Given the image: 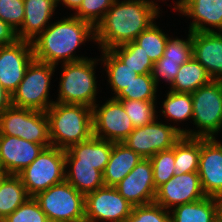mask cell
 <instances>
[{
	"label": "cell",
	"instance_id": "6da1fadb",
	"mask_svg": "<svg viewBox=\"0 0 222 222\" xmlns=\"http://www.w3.org/2000/svg\"><path fill=\"white\" fill-rule=\"evenodd\" d=\"M115 0L95 27V42L101 50L134 41L160 15L158 3L150 0Z\"/></svg>",
	"mask_w": 222,
	"mask_h": 222
},
{
	"label": "cell",
	"instance_id": "7a4b0ae2",
	"mask_svg": "<svg viewBox=\"0 0 222 222\" xmlns=\"http://www.w3.org/2000/svg\"><path fill=\"white\" fill-rule=\"evenodd\" d=\"M50 24L32 41L34 59L56 66L60 60L69 63L88 58L75 56V50L88 39L95 41L91 23L71 15Z\"/></svg>",
	"mask_w": 222,
	"mask_h": 222
},
{
	"label": "cell",
	"instance_id": "3957f363",
	"mask_svg": "<svg viewBox=\"0 0 222 222\" xmlns=\"http://www.w3.org/2000/svg\"><path fill=\"white\" fill-rule=\"evenodd\" d=\"M46 115L51 146L67 150L93 136L91 107L54 102Z\"/></svg>",
	"mask_w": 222,
	"mask_h": 222
},
{
	"label": "cell",
	"instance_id": "277c9868",
	"mask_svg": "<svg viewBox=\"0 0 222 222\" xmlns=\"http://www.w3.org/2000/svg\"><path fill=\"white\" fill-rule=\"evenodd\" d=\"M100 59L87 58L81 61L62 63L58 100L66 104L93 107L96 104L97 81L94 68Z\"/></svg>",
	"mask_w": 222,
	"mask_h": 222
},
{
	"label": "cell",
	"instance_id": "5b68a950",
	"mask_svg": "<svg viewBox=\"0 0 222 222\" xmlns=\"http://www.w3.org/2000/svg\"><path fill=\"white\" fill-rule=\"evenodd\" d=\"M191 97L192 120L199 130L185 129L183 136L215 138L222 128V80H212L201 86L191 93Z\"/></svg>",
	"mask_w": 222,
	"mask_h": 222
},
{
	"label": "cell",
	"instance_id": "8992f818",
	"mask_svg": "<svg viewBox=\"0 0 222 222\" xmlns=\"http://www.w3.org/2000/svg\"><path fill=\"white\" fill-rule=\"evenodd\" d=\"M49 222H85V195L66 180L34 196Z\"/></svg>",
	"mask_w": 222,
	"mask_h": 222
},
{
	"label": "cell",
	"instance_id": "52a82bcc",
	"mask_svg": "<svg viewBox=\"0 0 222 222\" xmlns=\"http://www.w3.org/2000/svg\"><path fill=\"white\" fill-rule=\"evenodd\" d=\"M55 68V65L33 59L12 94V106L46 112L55 102L48 96Z\"/></svg>",
	"mask_w": 222,
	"mask_h": 222
},
{
	"label": "cell",
	"instance_id": "ba28073f",
	"mask_svg": "<svg viewBox=\"0 0 222 222\" xmlns=\"http://www.w3.org/2000/svg\"><path fill=\"white\" fill-rule=\"evenodd\" d=\"M65 165V150L49 146L18 176L27 194L34 197L37 193L65 181Z\"/></svg>",
	"mask_w": 222,
	"mask_h": 222
},
{
	"label": "cell",
	"instance_id": "9c48e42d",
	"mask_svg": "<svg viewBox=\"0 0 222 222\" xmlns=\"http://www.w3.org/2000/svg\"><path fill=\"white\" fill-rule=\"evenodd\" d=\"M0 134L51 146L46 112L11 106L0 114Z\"/></svg>",
	"mask_w": 222,
	"mask_h": 222
},
{
	"label": "cell",
	"instance_id": "30bf717a",
	"mask_svg": "<svg viewBox=\"0 0 222 222\" xmlns=\"http://www.w3.org/2000/svg\"><path fill=\"white\" fill-rule=\"evenodd\" d=\"M185 134L184 128L154 120L143 127H136L122 142L144 159L171 149Z\"/></svg>",
	"mask_w": 222,
	"mask_h": 222
},
{
	"label": "cell",
	"instance_id": "8fae6325",
	"mask_svg": "<svg viewBox=\"0 0 222 222\" xmlns=\"http://www.w3.org/2000/svg\"><path fill=\"white\" fill-rule=\"evenodd\" d=\"M132 208L115 187L104 185L85 195V222H127Z\"/></svg>",
	"mask_w": 222,
	"mask_h": 222
},
{
	"label": "cell",
	"instance_id": "7c38bea8",
	"mask_svg": "<svg viewBox=\"0 0 222 222\" xmlns=\"http://www.w3.org/2000/svg\"><path fill=\"white\" fill-rule=\"evenodd\" d=\"M101 107H92L93 136L114 143H122L135 129L122 103L114 97Z\"/></svg>",
	"mask_w": 222,
	"mask_h": 222
},
{
	"label": "cell",
	"instance_id": "4fadbf2b",
	"mask_svg": "<svg viewBox=\"0 0 222 222\" xmlns=\"http://www.w3.org/2000/svg\"><path fill=\"white\" fill-rule=\"evenodd\" d=\"M33 59L30 41L18 39L13 44L0 47V83L10 95L16 91Z\"/></svg>",
	"mask_w": 222,
	"mask_h": 222
},
{
	"label": "cell",
	"instance_id": "5bb4252c",
	"mask_svg": "<svg viewBox=\"0 0 222 222\" xmlns=\"http://www.w3.org/2000/svg\"><path fill=\"white\" fill-rule=\"evenodd\" d=\"M198 172L174 175L156 190L154 202L171 210L175 206L205 198Z\"/></svg>",
	"mask_w": 222,
	"mask_h": 222
},
{
	"label": "cell",
	"instance_id": "9a60e30c",
	"mask_svg": "<svg viewBox=\"0 0 222 222\" xmlns=\"http://www.w3.org/2000/svg\"><path fill=\"white\" fill-rule=\"evenodd\" d=\"M115 188L133 206L154 202L157 189L151 160L142 158Z\"/></svg>",
	"mask_w": 222,
	"mask_h": 222
},
{
	"label": "cell",
	"instance_id": "2e32d148",
	"mask_svg": "<svg viewBox=\"0 0 222 222\" xmlns=\"http://www.w3.org/2000/svg\"><path fill=\"white\" fill-rule=\"evenodd\" d=\"M198 174L207 197L222 198V143L201 138Z\"/></svg>",
	"mask_w": 222,
	"mask_h": 222
},
{
	"label": "cell",
	"instance_id": "e0dca14e",
	"mask_svg": "<svg viewBox=\"0 0 222 222\" xmlns=\"http://www.w3.org/2000/svg\"><path fill=\"white\" fill-rule=\"evenodd\" d=\"M45 147L23 138L0 134V169L6 175H18Z\"/></svg>",
	"mask_w": 222,
	"mask_h": 222
},
{
	"label": "cell",
	"instance_id": "ac0fdd59",
	"mask_svg": "<svg viewBox=\"0 0 222 222\" xmlns=\"http://www.w3.org/2000/svg\"><path fill=\"white\" fill-rule=\"evenodd\" d=\"M193 58L213 80H222V32H192Z\"/></svg>",
	"mask_w": 222,
	"mask_h": 222
},
{
	"label": "cell",
	"instance_id": "d6986e66",
	"mask_svg": "<svg viewBox=\"0 0 222 222\" xmlns=\"http://www.w3.org/2000/svg\"><path fill=\"white\" fill-rule=\"evenodd\" d=\"M180 13L193 19L191 32H222V0H190Z\"/></svg>",
	"mask_w": 222,
	"mask_h": 222
},
{
	"label": "cell",
	"instance_id": "ffe728a7",
	"mask_svg": "<svg viewBox=\"0 0 222 222\" xmlns=\"http://www.w3.org/2000/svg\"><path fill=\"white\" fill-rule=\"evenodd\" d=\"M56 7L57 0H24L25 15L22 27L17 31L18 39L35 40L50 25L48 21Z\"/></svg>",
	"mask_w": 222,
	"mask_h": 222
},
{
	"label": "cell",
	"instance_id": "44dd1931",
	"mask_svg": "<svg viewBox=\"0 0 222 222\" xmlns=\"http://www.w3.org/2000/svg\"><path fill=\"white\" fill-rule=\"evenodd\" d=\"M114 142L92 136L89 140L65 150V160H78V164L93 165L102 173L110 159Z\"/></svg>",
	"mask_w": 222,
	"mask_h": 222
},
{
	"label": "cell",
	"instance_id": "7402d4cb",
	"mask_svg": "<svg viewBox=\"0 0 222 222\" xmlns=\"http://www.w3.org/2000/svg\"><path fill=\"white\" fill-rule=\"evenodd\" d=\"M142 159L124 143H114L110 159L103 171L105 186L115 187Z\"/></svg>",
	"mask_w": 222,
	"mask_h": 222
},
{
	"label": "cell",
	"instance_id": "603a6c76",
	"mask_svg": "<svg viewBox=\"0 0 222 222\" xmlns=\"http://www.w3.org/2000/svg\"><path fill=\"white\" fill-rule=\"evenodd\" d=\"M219 198L205 197L170 210L171 222H218Z\"/></svg>",
	"mask_w": 222,
	"mask_h": 222
},
{
	"label": "cell",
	"instance_id": "cb8c5ba5",
	"mask_svg": "<svg viewBox=\"0 0 222 222\" xmlns=\"http://www.w3.org/2000/svg\"><path fill=\"white\" fill-rule=\"evenodd\" d=\"M65 180L86 195L104 186L103 173L93 165L78 164V160H65ZM69 164V165H68Z\"/></svg>",
	"mask_w": 222,
	"mask_h": 222
},
{
	"label": "cell",
	"instance_id": "d4e9b609",
	"mask_svg": "<svg viewBox=\"0 0 222 222\" xmlns=\"http://www.w3.org/2000/svg\"><path fill=\"white\" fill-rule=\"evenodd\" d=\"M212 80L206 69L192 57L180 66L179 72L170 85V91L193 93Z\"/></svg>",
	"mask_w": 222,
	"mask_h": 222
},
{
	"label": "cell",
	"instance_id": "484cf974",
	"mask_svg": "<svg viewBox=\"0 0 222 222\" xmlns=\"http://www.w3.org/2000/svg\"><path fill=\"white\" fill-rule=\"evenodd\" d=\"M29 197L18 175L4 174L0 178V218L13 213Z\"/></svg>",
	"mask_w": 222,
	"mask_h": 222
},
{
	"label": "cell",
	"instance_id": "4316f807",
	"mask_svg": "<svg viewBox=\"0 0 222 222\" xmlns=\"http://www.w3.org/2000/svg\"><path fill=\"white\" fill-rule=\"evenodd\" d=\"M175 175L198 172L201 138L182 136L174 145Z\"/></svg>",
	"mask_w": 222,
	"mask_h": 222
},
{
	"label": "cell",
	"instance_id": "83f0119b",
	"mask_svg": "<svg viewBox=\"0 0 222 222\" xmlns=\"http://www.w3.org/2000/svg\"><path fill=\"white\" fill-rule=\"evenodd\" d=\"M100 57L108 76V82L116 96L126 88L138 75L133 69L124 64L111 50H101Z\"/></svg>",
	"mask_w": 222,
	"mask_h": 222
},
{
	"label": "cell",
	"instance_id": "f1b7e54d",
	"mask_svg": "<svg viewBox=\"0 0 222 222\" xmlns=\"http://www.w3.org/2000/svg\"><path fill=\"white\" fill-rule=\"evenodd\" d=\"M168 38V35L154 22L148 29L144 30L134 42L140 46L141 50L155 63L164 56Z\"/></svg>",
	"mask_w": 222,
	"mask_h": 222
},
{
	"label": "cell",
	"instance_id": "f546056e",
	"mask_svg": "<svg viewBox=\"0 0 222 222\" xmlns=\"http://www.w3.org/2000/svg\"><path fill=\"white\" fill-rule=\"evenodd\" d=\"M111 51L137 74L151 73L154 63L134 41L113 47Z\"/></svg>",
	"mask_w": 222,
	"mask_h": 222
},
{
	"label": "cell",
	"instance_id": "4dcf8cb0",
	"mask_svg": "<svg viewBox=\"0 0 222 222\" xmlns=\"http://www.w3.org/2000/svg\"><path fill=\"white\" fill-rule=\"evenodd\" d=\"M163 104L162 115L170 121L180 122L193 118L191 93L168 91Z\"/></svg>",
	"mask_w": 222,
	"mask_h": 222
},
{
	"label": "cell",
	"instance_id": "1f68e13d",
	"mask_svg": "<svg viewBox=\"0 0 222 222\" xmlns=\"http://www.w3.org/2000/svg\"><path fill=\"white\" fill-rule=\"evenodd\" d=\"M157 85L151 73L138 74L134 80L122 89L114 98L116 100L155 101L157 99Z\"/></svg>",
	"mask_w": 222,
	"mask_h": 222
},
{
	"label": "cell",
	"instance_id": "d6a6232c",
	"mask_svg": "<svg viewBox=\"0 0 222 222\" xmlns=\"http://www.w3.org/2000/svg\"><path fill=\"white\" fill-rule=\"evenodd\" d=\"M126 114L131 119V122L136 127H143L148 123L158 119L156 116V101H141V100H119Z\"/></svg>",
	"mask_w": 222,
	"mask_h": 222
},
{
	"label": "cell",
	"instance_id": "836d02e7",
	"mask_svg": "<svg viewBox=\"0 0 222 222\" xmlns=\"http://www.w3.org/2000/svg\"><path fill=\"white\" fill-rule=\"evenodd\" d=\"M150 160L152 162L154 185L157 189L175 175L174 146L171 149L154 154Z\"/></svg>",
	"mask_w": 222,
	"mask_h": 222
},
{
	"label": "cell",
	"instance_id": "e575fe53",
	"mask_svg": "<svg viewBox=\"0 0 222 222\" xmlns=\"http://www.w3.org/2000/svg\"><path fill=\"white\" fill-rule=\"evenodd\" d=\"M127 222H171L170 211L152 202L133 206Z\"/></svg>",
	"mask_w": 222,
	"mask_h": 222
},
{
	"label": "cell",
	"instance_id": "d590c367",
	"mask_svg": "<svg viewBox=\"0 0 222 222\" xmlns=\"http://www.w3.org/2000/svg\"><path fill=\"white\" fill-rule=\"evenodd\" d=\"M115 0H83L75 17L91 23L94 27L104 18Z\"/></svg>",
	"mask_w": 222,
	"mask_h": 222
},
{
	"label": "cell",
	"instance_id": "8d00e7d4",
	"mask_svg": "<svg viewBox=\"0 0 222 222\" xmlns=\"http://www.w3.org/2000/svg\"><path fill=\"white\" fill-rule=\"evenodd\" d=\"M186 40L180 38H168L164 51L165 61L178 62L182 65L193 57L192 32L188 31Z\"/></svg>",
	"mask_w": 222,
	"mask_h": 222
},
{
	"label": "cell",
	"instance_id": "74e56055",
	"mask_svg": "<svg viewBox=\"0 0 222 222\" xmlns=\"http://www.w3.org/2000/svg\"><path fill=\"white\" fill-rule=\"evenodd\" d=\"M2 222H49V220L34 197H29Z\"/></svg>",
	"mask_w": 222,
	"mask_h": 222
},
{
	"label": "cell",
	"instance_id": "f35d334b",
	"mask_svg": "<svg viewBox=\"0 0 222 222\" xmlns=\"http://www.w3.org/2000/svg\"><path fill=\"white\" fill-rule=\"evenodd\" d=\"M24 15V0H0V19L16 32L22 27Z\"/></svg>",
	"mask_w": 222,
	"mask_h": 222
},
{
	"label": "cell",
	"instance_id": "ab89813d",
	"mask_svg": "<svg viewBox=\"0 0 222 222\" xmlns=\"http://www.w3.org/2000/svg\"><path fill=\"white\" fill-rule=\"evenodd\" d=\"M180 66L178 62L165 61V58L162 57L159 61L154 63L151 76L157 86L160 79H164L165 82L171 85L179 72Z\"/></svg>",
	"mask_w": 222,
	"mask_h": 222
},
{
	"label": "cell",
	"instance_id": "60d3db41",
	"mask_svg": "<svg viewBox=\"0 0 222 222\" xmlns=\"http://www.w3.org/2000/svg\"><path fill=\"white\" fill-rule=\"evenodd\" d=\"M18 40L17 32L0 19V47L13 44Z\"/></svg>",
	"mask_w": 222,
	"mask_h": 222
},
{
	"label": "cell",
	"instance_id": "b9f144b4",
	"mask_svg": "<svg viewBox=\"0 0 222 222\" xmlns=\"http://www.w3.org/2000/svg\"><path fill=\"white\" fill-rule=\"evenodd\" d=\"M12 106V95H10L0 83V114Z\"/></svg>",
	"mask_w": 222,
	"mask_h": 222
},
{
	"label": "cell",
	"instance_id": "7bdbcfd3",
	"mask_svg": "<svg viewBox=\"0 0 222 222\" xmlns=\"http://www.w3.org/2000/svg\"><path fill=\"white\" fill-rule=\"evenodd\" d=\"M83 0H57V5L59 2H62L65 7L67 6L68 8H71L72 10H77Z\"/></svg>",
	"mask_w": 222,
	"mask_h": 222
},
{
	"label": "cell",
	"instance_id": "ee69618b",
	"mask_svg": "<svg viewBox=\"0 0 222 222\" xmlns=\"http://www.w3.org/2000/svg\"><path fill=\"white\" fill-rule=\"evenodd\" d=\"M163 1V0H162ZM175 5H174V10H177V11H179V12H181L182 11V9H183V0H178L176 3H174Z\"/></svg>",
	"mask_w": 222,
	"mask_h": 222
},
{
	"label": "cell",
	"instance_id": "f6af8a7d",
	"mask_svg": "<svg viewBox=\"0 0 222 222\" xmlns=\"http://www.w3.org/2000/svg\"><path fill=\"white\" fill-rule=\"evenodd\" d=\"M218 222H222V198H219Z\"/></svg>",
	"mask_w": 222,
	"mask_h": 222
},
{
	"label": "cell",
	"instance_id": "bcb514c9",
	"mask_svg": "<svg viewBox=\"0 0 222 222\" xmlns=\"http://www.w3.org/2000/svg\"><path fill=\"white\" fill-rule=\"evenodd\" d=\"M190 0H183V7L189 2Z\"/></svg>",
	"mask_w": 222,
	"mask_h": 222
},
{
	"label": "cell",
	"instance_id": "7dc6e473",
	"mask_svg": "<svg viewBox=\"0 0 222 222\" xmlns=\"http://www.w3.org/2000/svg\"><path fill=\"white\" fill-rule=\"evenodd\" d=\"M4 174H3V172L1 171V169H0V178L3 176Z\"/></svg>",
	"mask_w": 222,
	"mask_h": 222
}]
</instances>
